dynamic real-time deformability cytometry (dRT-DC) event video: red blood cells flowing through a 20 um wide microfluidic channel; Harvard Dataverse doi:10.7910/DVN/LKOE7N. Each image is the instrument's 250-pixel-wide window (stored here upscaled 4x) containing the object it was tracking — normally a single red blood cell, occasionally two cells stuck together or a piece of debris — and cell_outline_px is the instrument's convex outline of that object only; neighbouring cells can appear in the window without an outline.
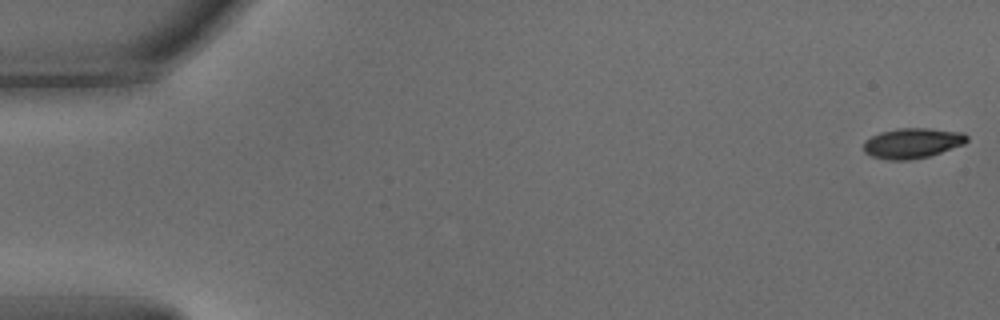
{"species": "common noctule bat (a hibernating species)", "species_latin": "Nyctalus noctula", "temperature_condition": "warm", "stored_images_in_passage": 53, "camera_frame_rate_fps": 3000, "um_per_image_px": 0.085, "animal": {"sex": "male", "body_mass_g": 15.6}, "frame": {"image": 1, "passage_image": 1, "time_ms": 0.0, "image_size_px": [1000, 320], "cell_outline_px": [[968, 140], [964, 144], [928, 156], [908, 160], [892, 160], [872, 156], [864, 152], [864, 140], [880, 132], [896, 128], [928, 128], [964, 132], [968, 136]], "centroid_in_image_um": [77.55, 12.15], "position_along_channel_um": 7.4, "area_um2": 18.15}}
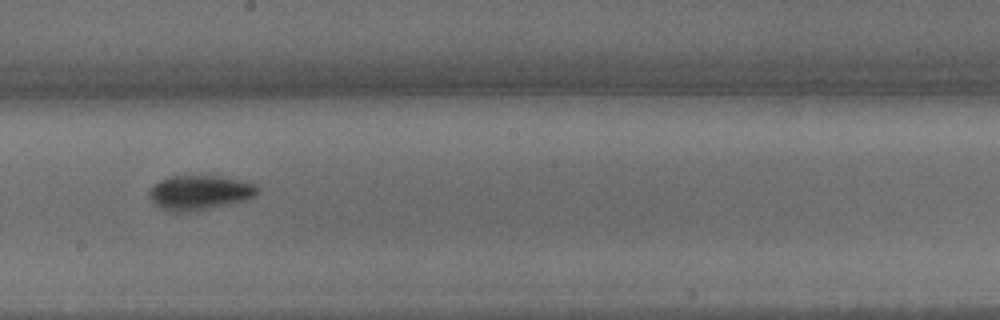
{"frame": {"image": 2, "passage_image": 30, "time_ms": 9.667, "image_size_px": [1000, 320], "cell_outline_px": [[260, 192], [244, 200], [196, 212], [168, 212], [160, 208], [148, 196], [148, 192], [160, 180], [168, 176], [220, 176], [240, 180], [256, 184], [260, 188]], "centroid_in_image_um": [16.97, 16.38], "position_along_channel_um": 231.2, "area_um2": 21.96}}
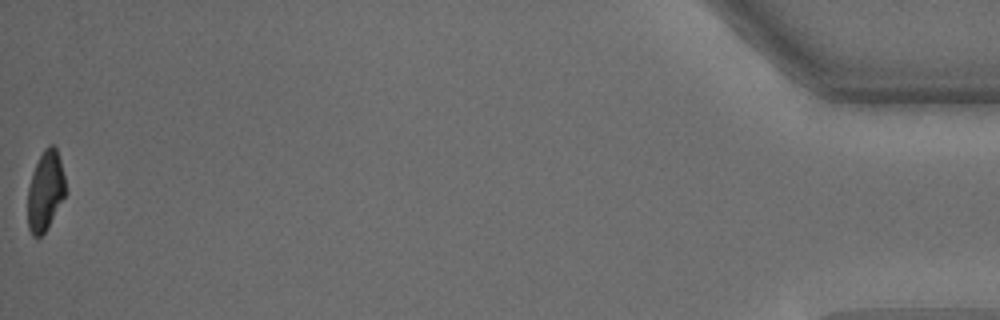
{"frame": {"image": 3, "passage_image": 53, "time_ms": 17.333, "image_size_px": [1000, 320], "cell_outline_px": [[68, 192], [48, 228], [40, 236], [32, 236], [28, 228], [28, 188], [32, 172], [44, 148], [48, 144], [52, 144], [56, 148], [60, 160]], "centroid_in_image_um": [3.88, 16.24], "position_along_channel_um": 431.3, "area_um2": 17.8}, "authors_computed_cell_mechanics": {"area_um2": 19.5364, "velocity_mm_per_s": 3.8603, "shape_relaxation_time_tau1_ms": 2.4069, "shape_relaxation_time_tau2_ms": 2.3384, "deformation_change_tau1": 0.1619, "deformation_change_tau2": 0.0835}}